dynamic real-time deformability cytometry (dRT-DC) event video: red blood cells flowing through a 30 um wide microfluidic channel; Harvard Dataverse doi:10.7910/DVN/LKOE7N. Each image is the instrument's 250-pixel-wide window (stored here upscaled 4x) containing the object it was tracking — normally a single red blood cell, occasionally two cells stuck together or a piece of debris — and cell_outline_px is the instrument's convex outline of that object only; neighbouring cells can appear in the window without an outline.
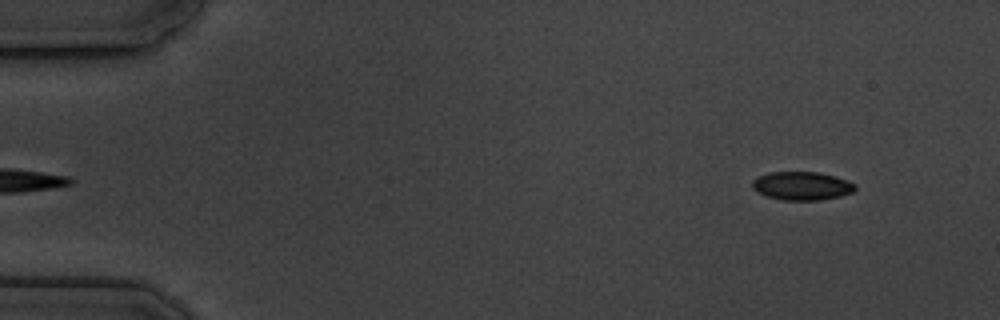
{"species": "common noctule bat (a hibernating species)", "species_latin": "Nyctalus noctula", "temperature_condition": "cold", "stored_images_in_passage": 4, "segment_of_instrument_passage": [2, 2], "camera_frame_rate_fps": 3000, "um_per_image_px": 0.085, "animal": {"sex": "male", "body_mass_g": 19.5, "forearm_length_mm": 54.6}, "frame": {"image": 1, "passage_image": 4, "time_ms": 3.667, "image_size_px": [1000, 320], "cell_outline_px": [[856, 188], [852, 192], [840, 196], [820, 200], [780, 200], [764, 196], [756, 192], [752, 188], [752, 180], [768, 172], [816, 172], [848, 180], [856, 184]], "centroid_in_image_um": [68.12, 15.81], "position_along_channel_um": 16.9, "area_um2": 17.11}}